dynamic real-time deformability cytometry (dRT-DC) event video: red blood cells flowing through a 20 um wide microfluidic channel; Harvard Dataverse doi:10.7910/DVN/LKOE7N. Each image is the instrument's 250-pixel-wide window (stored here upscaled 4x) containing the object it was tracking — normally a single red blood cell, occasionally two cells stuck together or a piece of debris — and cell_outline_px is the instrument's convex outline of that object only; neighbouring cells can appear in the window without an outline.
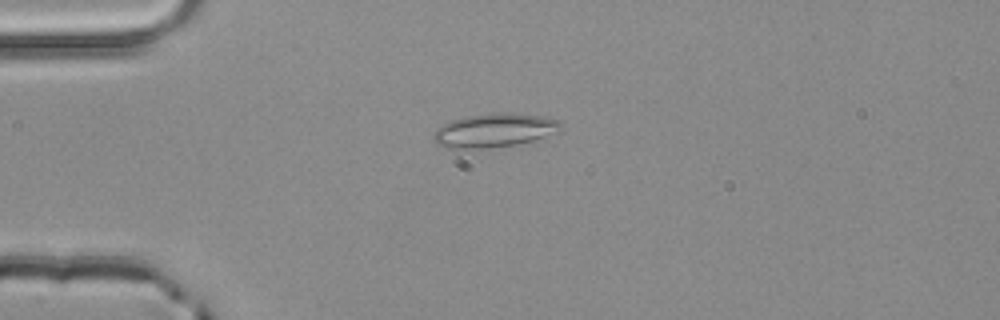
{"species": "common noctule bat (a hibernating species)", "species_latin": "Nyctalus noctula", "temperature_condition": "room temperature", "stored_images_in_passage": 2, "camera_frame_rate_fps": 3000, "um_per_image_px": 0.085, "animal": {"sex": "male", "body_mass_g": 20.4}, "frame": {"image": 1, "passage_image": 1, "time_ms": 0.0, "image_size_px": [1000, 320], "cell_outline_px": [[564, 132], [516, 144], [488, 148], [448, 148], [436, 144], [432, 140], [432, 136], [436, 128], [448, 120], [464, 116], [500, 112], [512, 112], [540, 116], [556, 120], [564, 128]], "centroid_in_image_um": [42.0, 11.07], "position_along_channel_um": 43.0, "area_um2": 25.49}}